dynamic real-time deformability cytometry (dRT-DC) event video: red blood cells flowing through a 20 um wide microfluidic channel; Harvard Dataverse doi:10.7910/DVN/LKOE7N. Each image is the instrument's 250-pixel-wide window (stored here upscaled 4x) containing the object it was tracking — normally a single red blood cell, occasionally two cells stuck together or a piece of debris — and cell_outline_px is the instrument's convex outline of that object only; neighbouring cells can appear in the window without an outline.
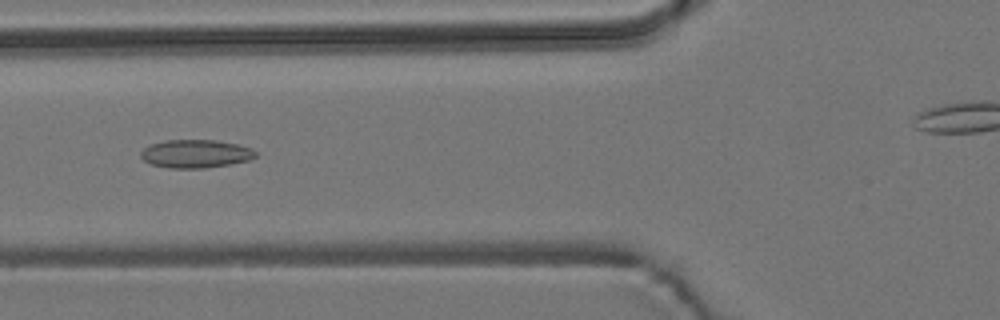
{"species": "common noctule bat (a hibernating species)", "species_latin": "Nyctalus noctula", "temperature_condition": "room temperature", "stored_images_in_passage": 9, "camera_frame_rate_fps": 3000, "um_per_image_px": 0.085, "animal": {"sex": "male", "body_mass_g": 19.2, "forearm_length_mm": 51.8}, "frame": {"image": 1, "passage_image": 6, "time_ms": 6.0, "image_size_px": [1000, 320], "cell_outline_px": [[256, 156], [248, 160], [232, 164], [204, 168], [168, 168], [152, 164], [144, 160], [140, 156], [140, 152], [148, 144], [164, 140], [216, 140], [236, 144], [252, 148], [256, 152]], "centroid_in_image_um": [16.61, 13.06], "position_along_channel_um": 109.2, "area_um2": 18.96}}
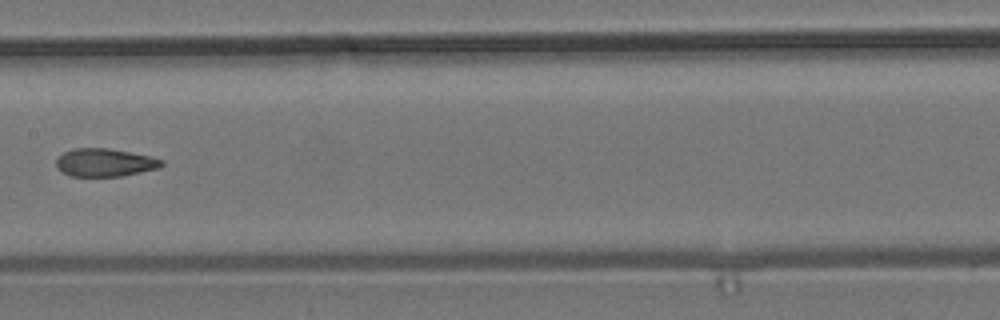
{"frame": {"image": 2, "passage_image": 8, "time_ms": 8.333, "image_size_px": [1000, 320], "cell_outline_px": [[164, 164], [160, 168], [120, 176], [72, 176], [60, 172], [56, 168], [56, 160], [64, 152], [72, 148], [108, 148], [152, 156], [164, 160]], "centroid_in_image_um": [8.92, 13.81], "position_along_channel_um": 198.5, "area_um2": 17.34}}
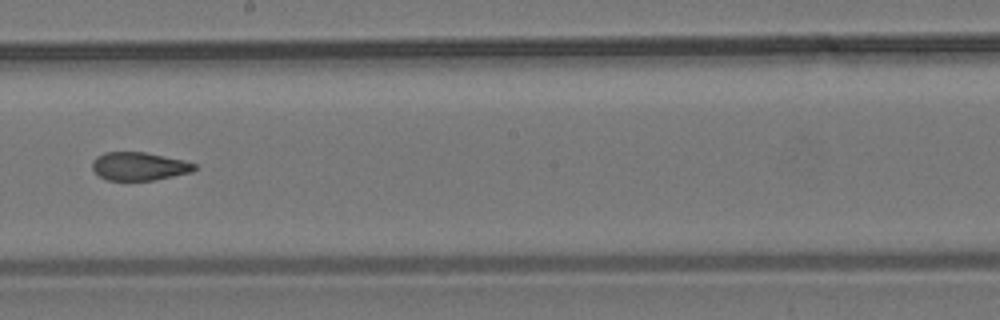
{"frame": {"image": 3, "passage_image": 9, "time_ms": 9.333, "image_size_px": [1000, 320], "cell_outline_px": [[196, 168], [192, 172], [152, 180], [108, 180], [100, 176], [92, 168], [92, 160], [96, 156], [104, 152], [144, 152], [184, 160], [196, 164]], "centroid_in_image_um": [11.81, 14.12], "position_along_channel_um": 236.4, "area_um2": 16.7}}